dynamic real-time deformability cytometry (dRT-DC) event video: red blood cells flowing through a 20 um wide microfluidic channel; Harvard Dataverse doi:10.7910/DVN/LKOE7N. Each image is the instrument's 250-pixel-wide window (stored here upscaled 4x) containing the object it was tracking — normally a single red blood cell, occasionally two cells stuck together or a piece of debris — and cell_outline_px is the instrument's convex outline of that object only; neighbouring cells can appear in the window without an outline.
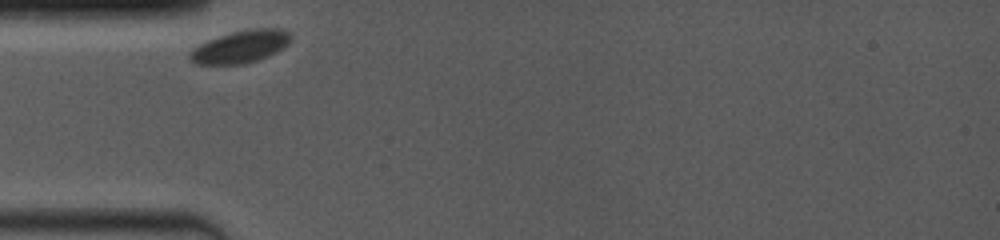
{"species": "common noctule bat (a hibernating species)", "species_latin": "Nyctalus noctula", "temperature_condition": "room temperature", "stored_images_in_passage": 35, "camera_frame_rate_fps": 4000, "um_per_image_px": 0.085, "animal": {"sex": "female", "body_mass_g": 19.0, "forearm_length_mm": 53.3}, "frame": {"image": 1, "passage_image": 1, "time_ms": 0.0, "image_size_px": [1000, 240], "cell_outline_px": [[292, 36], [288, 44], [284, 48], [276, 52], [256, 60], [244, 64], [196, 64], [188, 60], [188, 52], [192, 48], [208, 40], [232, 32], [256, 28], [280, 28], [288, 32]], "centroid_in_image_um": [20.42, 3.97], "position_along_channel_um": 64.6, "area_um2": 19.07}}
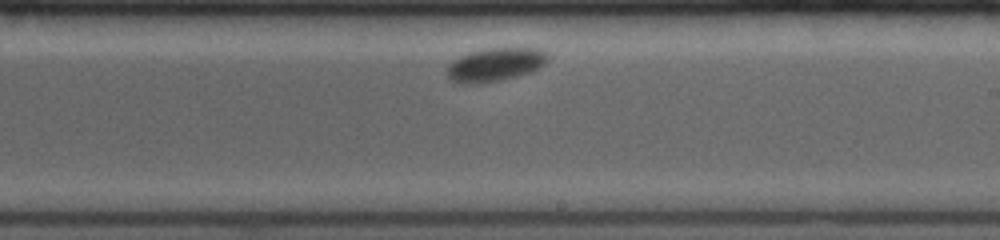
{"frame": {"image": 2, "passage_image": 20, "time_ms": 5.5, "image_size_px": [1000, 240], "cell_outline_px": [[548, 60], [540, 68], [532, 72], [500, 80], [472, 84], [460, 84], [448, 80], [444, 72], [448, 64], [460, 56], [484, 48], [536, 48], [544, 52], [548, 56]], "centroid_in_image_um": [42.03, 5.51], "position_along_channel_um": 247.0, "area_um2": 19.83}}
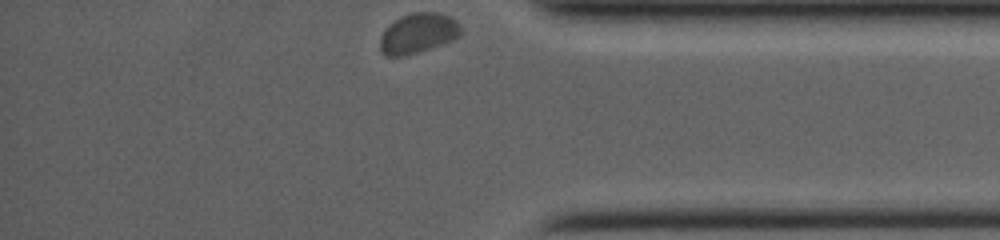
{"frame": {"image": 3, "passage_image": 35, "time_ms": 10.0, "image_size_px": [1000, 240], "cell_outline_px": [[460, 36], [452, 40], [404, 56], [384, 56], [380, 52], [380, 36], [400, 16], [412, 12], [436, 12], [448, 16], [456, 20], [460, 28]], "centroid_in_image_um": [35.52, 2.83], "position_along_channel_um": 399.7, "area_um2": 18.5}, "authors_computed_cell_mechanics": {"area_um2": 19.1896, "velocity_mm_per_s": 3.3826, "shape_relaxation_time_tau1_ms": 1.9259, "shape_relaxation_time_tau2_ms": null, "deformation_change_tau1": 0.0466, "deformation_change_tau2": null}}